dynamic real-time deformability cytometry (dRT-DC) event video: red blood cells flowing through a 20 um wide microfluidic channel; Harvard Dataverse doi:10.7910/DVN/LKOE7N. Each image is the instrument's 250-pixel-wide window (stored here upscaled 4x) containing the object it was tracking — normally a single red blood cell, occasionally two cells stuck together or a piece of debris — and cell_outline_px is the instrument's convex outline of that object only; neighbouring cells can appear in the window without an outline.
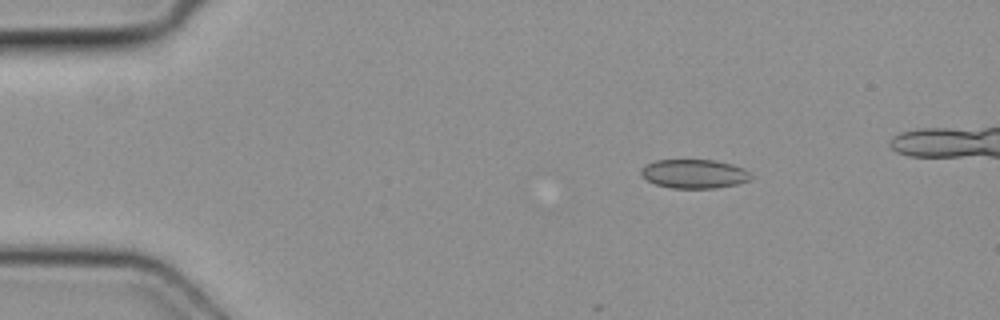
{"species": "common noctule bat (a hibernating species)", "species_latin": "Nyctalus noctula", "temperature_condition": "cold", "stored_images_in_passage": 5, "camera_frame_rate_fps": 3000, "um_per_image_px": 0.085, "animal": {"sex": "female", "body_mass_g": 19.3, "forearm_length_mm": 54.1}, "frame": {"image": 1, "passage_image": 2, "time_ms": 0.333, "image_size_px": [1000, 320], "cell_outline_px": [[752, 176], [748, 180], [736, 184], [716, 188], [672, 188], [656, 184], [648, 180], [640, 172], [648, 164], [656, 160], [716, 160], [732, 164], [744, 168]], "centroid_in_image_um": [59.04, 14.77], "position_along_channel_um": 26.0, "area_um2": 18.26}}